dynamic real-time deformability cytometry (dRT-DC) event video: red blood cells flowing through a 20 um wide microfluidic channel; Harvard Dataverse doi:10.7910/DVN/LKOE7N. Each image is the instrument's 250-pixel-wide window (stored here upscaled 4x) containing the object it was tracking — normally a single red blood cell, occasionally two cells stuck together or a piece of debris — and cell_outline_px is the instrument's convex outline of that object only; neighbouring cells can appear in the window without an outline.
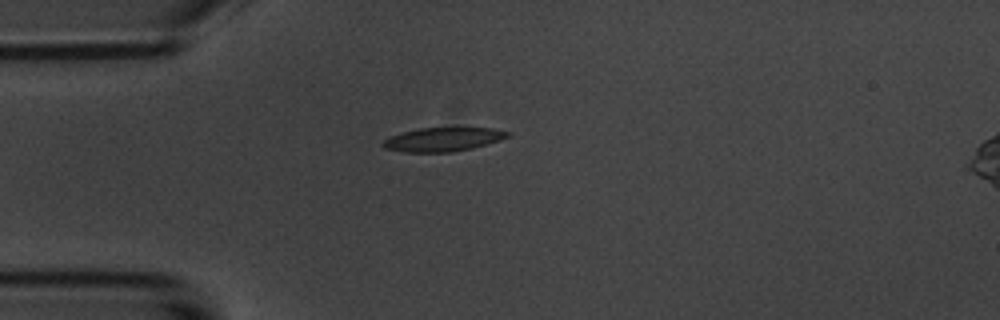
{"species": "common noctule bat (a hibernating species)", "species_latin": "Nyctalus noctula", "temperature_condition": "room temperature", "stored_images_in_passage": 12, "camera_frame_rate_fps": 3000, "um_per_image_px": 0.085, "animal": {"sex": "male", "body_mass_g": 20.1, "forearm_length_mm": 53.5}, "frame": {"image": 1, "passage_image": 1, "time_ms": 0.0, "image_size_px": [1000, 320], "cell_outline_px": [[512, 132], [508, 136], [500, 140], [472, 148], [452, 152], [404, 152], [384, 148], [380, 144], [388, 136], [420, 128], [492, 128]], "centroid_in_image_um": [37.63, 11.85], "position_along_channel_um": 47.4, "area_um2": 17.28}}
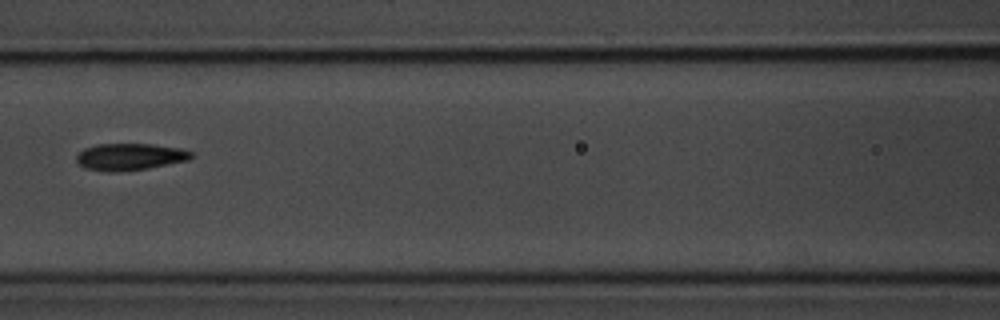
{"frame": {"image": 2, "passage_image": 4, "time_ms": 3.333, "image_size_px": [1000, 320], "cell_outline_px": [[196, 156], [188, 160], [148, 168], [116, 172], [108, 172], [84, 168], [76, 160], [76, 156], [84, 148], [96, 144], [152, 144], [180, 148], [192, 152]], "centroid_in_image_um": [11.05, 13.32], "position_along_channel_um": 155.6, "area_um2": 18.03}}
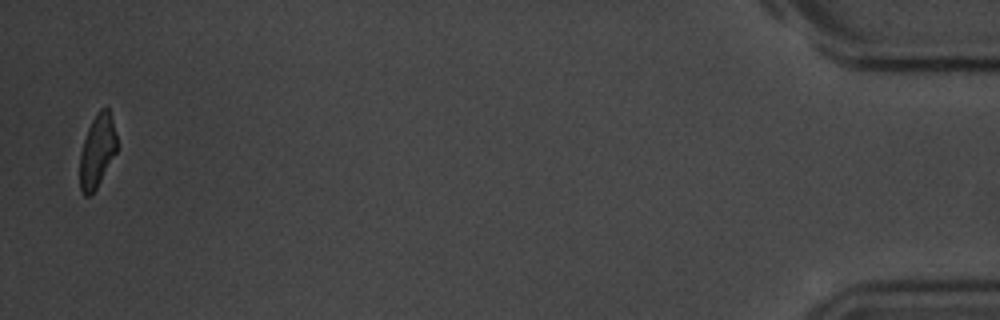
{"frame": {"image": 3, "passage_image": 12, "time_ms": 13.333, "image_size_px": [1000, 320], "cell_outline_px": [[116, 152], [96, 188], [88, 196], [84, 196], [80, 192], [80, 152], [88, 128], [96, 112], [100, 108], [108, 108], [112, 120], [116, 136]], "centroid_in_image_um": [8.24, 12.83], "position_along_channel_um": 427.0, "area_um2": 15.49}, "authors_computed_cell_mechanics": {"area_um2": 17.7446, "velocity_mm_per_s": 3.6238, "shape_relaxation_time_tau1_ms": 3.4146, "shape_relaxation_time_tau2_ms": 1.5773, "deformation_change_tau1": 0.1199, "deformation_change_tau2": 0.063}}